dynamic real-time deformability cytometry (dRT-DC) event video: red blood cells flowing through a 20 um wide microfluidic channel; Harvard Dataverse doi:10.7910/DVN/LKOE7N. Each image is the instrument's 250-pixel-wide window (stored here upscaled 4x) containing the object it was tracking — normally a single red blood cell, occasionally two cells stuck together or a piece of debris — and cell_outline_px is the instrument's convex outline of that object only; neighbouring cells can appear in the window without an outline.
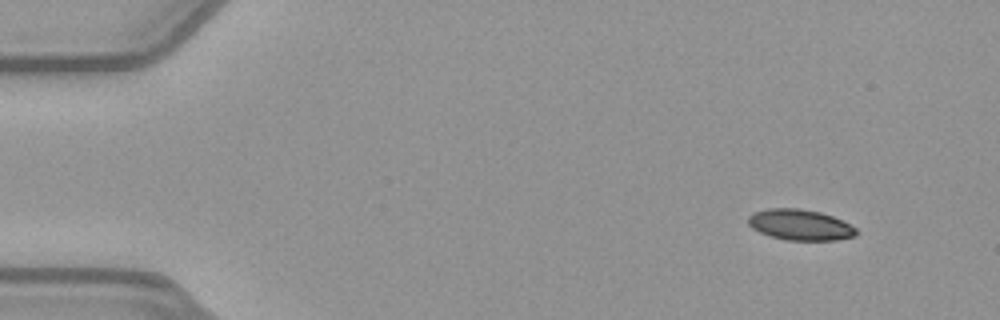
{"species": "common noctule bat (a hibernating species)", "species_latin": "Nyctalus noctula", "temperature_condition": "warm", "stored_images_in_passage": 48, "camera_frame_rate_fps": 3000, "um_per_image_px": 0.085, "animal": {"sex": "female", "body_mass_g": 21.9}, "frame": {"image": 1, "passage_image": 1, "time_ms": 0.0, "image_size_px": [1000, 320], "cell_outline_px": [[856, 236], [836, 240], [784, 240], [760, 232], [752, 228], [748, 224], [748, 216], [756, 212], [768, 208], [800, 208], [820, 212], [832, 216], [856, 228]], "centroid_in_image_um": [67.99, 19.11], "position_along_channel_um": 17.0, "area_um2": 19.25}}
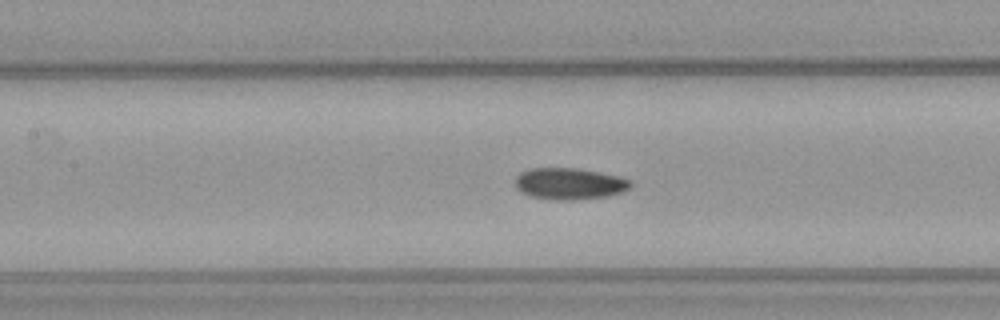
{"frame": {"image": 2, "passage_image": 20, "time_ms": 6.333, "image_size_px": [1000, 320], "cell_outline_px": [[632, 184], [628, 188], [620, 192], [608, 196], [576, 200], [556, 200], [532, 196], [520, 192], [516, 188], [516, 176], [520, 172], [528, 168], [576, 168], [600, 172], [620, 176], [632, 180]], "centroid_in_image_um": [48.4, 15.61], "position_along_channel_um": 159.0, "area_um2": 21.33}}
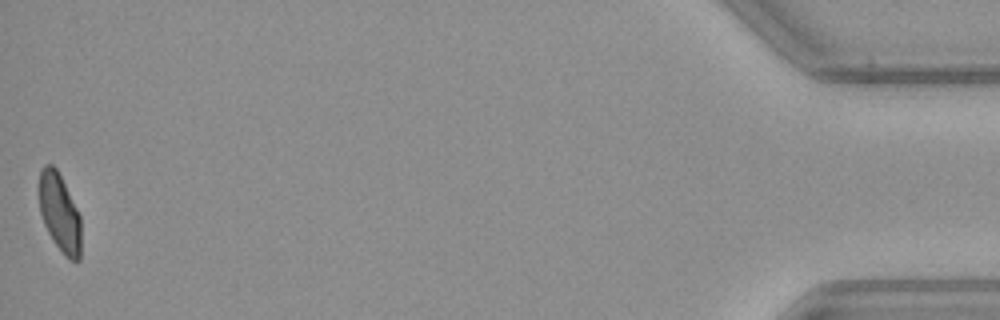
{"frame": {"image": 3, "passage_image": 48, "time_ms": 15.667, "image_size_px": [1000, 320], "cell_outline_px": [[80, 260], [68, 260], [64, 256], [48, 232], [44, 224], [40, 212], [40, 172], [44, 164], [52, 164], [56, 168], [80, 216]], "centroid_in_image_um": [5.07, 18.11], "position_along_channel_um": 430.1, "area_um2": 18.67}, "authors_computed_cell_mechanics": {"area_um2": 20.4612, "velocity_mm_per_s": 3.9793, "shape_relaxation_time_tau1_ms": 9.0934, "shape_relaxation_time_tau2_ms": 2.8172, "deformation_change_tau1": 0.2033, "deformation_change_tau2": 0.0618}}